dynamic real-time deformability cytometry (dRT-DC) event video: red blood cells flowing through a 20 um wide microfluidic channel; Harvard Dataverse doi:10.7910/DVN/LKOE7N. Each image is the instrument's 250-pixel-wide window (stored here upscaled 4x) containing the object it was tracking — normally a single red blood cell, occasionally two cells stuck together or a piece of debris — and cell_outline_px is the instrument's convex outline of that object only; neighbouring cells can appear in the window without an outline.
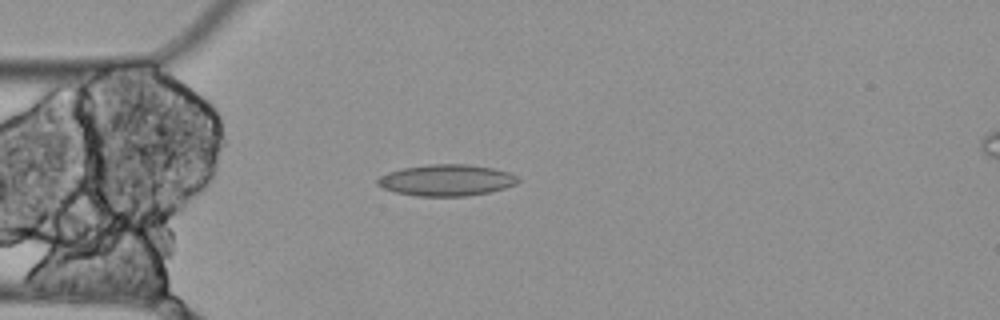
{"species": "Egyptian fruit bat (a non-hibernating species)", "species_latin": "Rousettus aegyptiacus", "temperature_condition": "cold", "stored_images_in_passage": 6, "segment_of_instrument_passage": [1, 2], "camera_frame_rate_fps": 3000, "um_per_image_px": 0.085, "animal": {"sex": "female"}, "frame": {"image": 1, "passage_image": 4, "time_ms": 1.0, "image_size_px": [1000, 320], "cell_outline_px": [[520, 180], [516, 184], [504, 188], [488, 192], [468, 196], [416, 196], [396, 192], [384, 188], [376, 184], [376, 180], [380, 176], [388, 172], [404, 168], [428, 164], [468, 164], [492, 168], [508, 172], [516, 176]], "centroid_in_image_um": [37.94, 15.31], "position_along_channel_um": 47.1, "area_um2": 25.61}}